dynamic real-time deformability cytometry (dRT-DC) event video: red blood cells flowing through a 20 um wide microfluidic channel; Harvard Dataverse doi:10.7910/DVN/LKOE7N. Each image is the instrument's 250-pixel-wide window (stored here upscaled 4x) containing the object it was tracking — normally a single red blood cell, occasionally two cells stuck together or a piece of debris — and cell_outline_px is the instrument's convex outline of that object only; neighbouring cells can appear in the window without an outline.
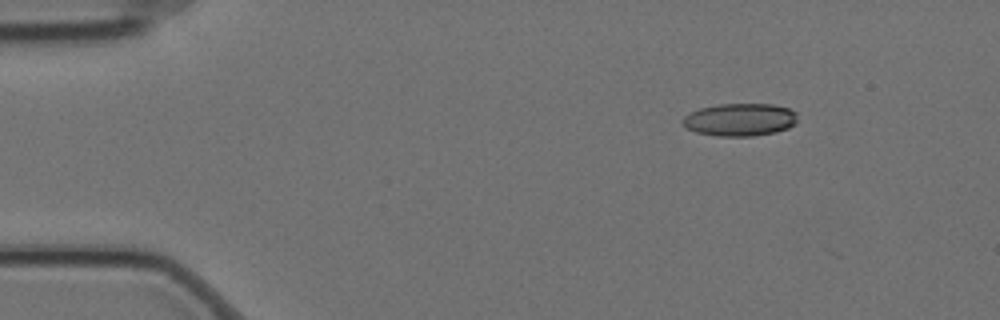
{"species": "Egyptian fruit bat (a non-hibernating species)", "species_latin": "Rousettus aegyptiacus", "temperature_condition": "cold", "stored_images_in_passage": 2, "camera_frame_rate_fps": 3000, "um_per_image_px": 0.085, "animal": {"sex": "female"}, "frame": {"image": 1, "passage_image": 2, "time_ms": 0.333, "image_size_px": [1000, 320], "cell_outline_px": [[796, 124], [788, 128], [776, 132], [752, 136], [716, 136], [696, 132], [688, 128], [680, 120], [684, 116], [700, 108], [720, 104], [772, 104], [788, 108], [796, 112]], "centroid_in_image_um": [62.91, 10.17], "position_along_channel_um": 22.1, "area_um2": 21.85}}